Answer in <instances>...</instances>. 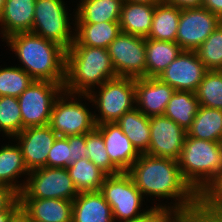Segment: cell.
I'll use <instances>...</instances> for the list:
<instances>
[{
    "instance_id": "obj_1",
    "label": "cell",
    "mask_w": 222,
    "mask_h": 222,
    "mask_svg": "<svg viewBox=\"0 0 222 222\" xmlns=\"http://www.w3.org/2000/svg\"><path fill=\"white\" fill-rule=\"evenodd\" d=\"M127 173L144 197L174 199L168 205L172 210L190 208L199 199L183 178L177 160L140 154Z\"/></svg>"
},
{
    "instance_id": "obj_2",
    "label": "cell",
    "mask_w": 222,
    "mask_h": 222,
    "mask_svg": "<svg viewBox=\"0 0 222 222\" xmlns=\"http://www.w3.org/2000/svg\"><path fill=\"white\" fill-rule=\"evenodd\" d=\"M34 80L65 82L66 50L32 32H20L4 39Z\"/></svg>"
},
{
    "instance_id": "obj_3",
    "label": "cell",
    "mask_w": 222,
    "mask_h": 222,
    "mask_svg": "<svg viewBox=\"0 0 222 222\" xmlns=\"http://www.w3.org/2000/svg\"><path fill=\"white\" fill-rule=\"evenodd\" d=\"M117 77L107 49L71 45L66 51L63 91L89 94L109 79Z\"/></svg>"
},
{
    "instance_id": "obj_4",
    "label": "cell",
    "mask_w": 222,
    "mask_h": 222,
    "mask_svg": "<svg viewBox=\"0 0 222 222\" xmlns=\"http://www.w3.org/2000/svg\"><path fill=\"white\" fill-rule=\"evenodd\" d=\"M178 165L183 178L200 195L222 172V142L186 136Z\"/></svg>"
},
{
    "instance_id": "obj_5",
    "label": "cell",
    "mask_w": 222,
    "mask_h": 222,
    "mask_svg": "<svg viewBox=\"0 0 222 222\" xmlns=\"http://www.w3.org/2000/svg\"><path fill=\"white\" fill-rule=\"evenodd\" d=\"M99 87H96L98 93L93 90L89 94H82L83 98L93 102L96 109L99 108V115L94 111L96 125L114 123L136 107L134 78L117 76Z\"/></svg>"
},
{
    "instance_id": "obj_6",
    "label": "cell",
    "mask_w": 222,
    "mask_h": 222,
    "mask_svg": "<svg viewBox=\"0 0 222 222\" xmlns=\"http://www.w3.org/2000/svg\"><path fill=\"white\" fill-rule=\"evenodd\" d=\"M79 97L82 98V94L62 91L54 101L49 126L58 136L85 134L96 127L94 114L77 101Z\"/></svg>"
},
{
    "instance_id": "obj_7",
    "label": "cell",
    "mask_w": 222,
    "mask_h": 222,
    "mask_svg": "<svg viewBox=\"0 0 222 222\" xmlns=\"http://www.w3.org/2000/svg\"><path fill=\"white\" fill-rule=\"evenodd\" d=\"M100 192L111 206L114 222L133 220L147 211L141 212L144 197L127 172L107 175Z\"/></svg>"
},
{
    "instance_id": "obj_8",
    "label": "cell",
    "mask_w": 222,
    "mask_h": 222,
    "mask_svg": "<svg viewBox=\"0 0 222 222\" xmlns=\"http://www.w3.org/2000/svg\"><path fill=\"white\" fill-rule=\"evenodd\" d=\"M64 3L63 0H36L31 32L67 51L74 42L75 35L72 34L70 17Z\"/></svg>"
},
{
    "instance_id": "obj_9",
    "label": "cell",
    "mask_w": 222,
    "mask_h": 222,
    "mask_svg": "<svg viewBox=\"0 0 222 222\" xmlns=\"http://www.w3.org/2000/svg\"><path fill=\"white\" fill-rule=\"evenodd\" d=\"M19 198H54L73 201L78 196L67 168L43 167L32 170Z\"/></svg>"
},
{
    "instance_id": "obj_10",
    "label": "cell",
    "mask_w": 222,
    "mask_h": 222,
    "mask_svg": "<svg viewBox=\"0 0 222 222\" xmlns=\"http://www.w3.org/2000/svg\"><path fill=\"white\" fill-rule=\"evenodd\" d=\"M64 84L34 80L18 97L22 116V130L48 125L53 103L63 91Z\"/></svg>"
},
{
    "instance_id": "obj_11",
    "label": "cell",
    "mask_w": 222,
    "mask_h": 222,
    "mask_svg": "<svg viewBox=\"0 0 222 222\" xmlns=\"http://www.w3.org/2000/svg\"><path fill=\"white\" fill-rule=\"evenodd\" d=\"M107 50L117 76L146 77V38L120 32Z\"/></svg>"
},
{
    "instance_id": "obj_12",
    "label": "cell",
    "mask_w": 222,
    "mask_h": 222,
    "mask_svg": "<svg viewBox=\"0 0 222 222\" xmlns=\"http://www.w3.org/2000/svg\"><path fill=\"white\" fill-rule=\"evenodd\" d=\"M222 23L213 12L204 7L181 9L176 42L183 51H195Z\"/></svg>"
},
{
    "instance_id": "obj_13",
    "label": "cell",
    "mask_w": 222,
    "mask_h": 222,
    "mask_svg": "<svg viewBox=\"0 0 222 222\" xmlns=\"http://www.w3.org/2000/svg\"><path fill=\"white\" fill-rule=\"evenodd\" d=\"M149 119L150 145L146 154L178 161L187 131L164 115L151 116Z\"/></svg>"
},
{
    "instance_id": "obj_14",
    "label": "cell",
    "mask_w": 222,
    "mask_h": 222,
    "mask_svg": "<svg viewBox=\"0 0 222 222\" xmlns=\"http://www.w3.org/2000/svg\"><path fill=\"white\" fill-rule=\"evenodd\" d=\"M207 71L195 51H182L157 78L175 91L196 92Z\"/></svg>"
},
{
    "instance_id": "obj_15",
    "label": "cell",
    "mask_w": 222,
    "mask_h": 222,
    "mask_svg": "<svg viewBox=\"0 0 222 222\" xmlns=\"http://www.w3.org/2000/svg\"><path fill=\"white\" fill-rule=\"evenodd\" d=\"M57 137L49 124L24 128L14 137L29 172L47 167L48 154Z\"/></svg>"
},
{
    "instance_id": "obj_16",
    "label": "cell",
    "mask_w": 222,
    "mask_h": 222,
    "mask_svg": "<svg viewBox=\"0 0 222 222\" xmlns=\"http://www.w3.org/2000/svg\"><path fill=\"white\" fill-rule=\"evenodd\" d=\"M175 89L157 77L135 79L136 108L145 116L164 115L166 106Z\"/></svg>"
},
{
    "instance_id": "obj_17",
    "label": "cell",
    "mask_w": 222,
    "mask_h": 222,
    "mask_svg": "<svg viewBox=\"0 0 222 222\" xmlns=\"http://www.w3.org/2000/svg\"><path fill=\"white\" fill-rule=\"evenodd\" d=\"M96 128L102 135L111 162L121 172H127L140 157V153L135 149L116 122L98 124Z\"/></svg>"
},
{
    "instance_id": "obj_18",
    "label": "cell",
    "mask_w": 222,
    "mask_h": 222,
    "mask_svg": "<svg viewBox=\"0 0 222 222\" xmlns=\"http://www.w3.org/2000/svg\"><path fill=\"white\" fill-rule=\"evenodd\" d=\"M34 222H72L73 201L54 198H19Z\"/></svg>"
},
{
    "instance_id": "obj_19",
    "label": "cell",
    "mask_w": 222,
    "mask_h": 222,
    "mask_svg": "<svg viewBox=\"0 0 222 222\" xmlns=\"http://www.w3.org/2000/svg\"><path fill=\"white\" fill-rule=\"evenodd\" d=\"M36 0H5L0 17L2 39L20 32H31Z\"/></svg>"
},
{
    "instance_id": "obj_20",
    "label": "cell",
    "mask_w": 222,
    "mask_h": 222,
    "mask_svg": "<svg viewBox=\"0 0 222 222\" xmlns=\"http://www.w3.org/2000/svg\"><path fill=\"white\" fill-rule=\"evenodd\" d=\"M72 222H114L111 206L100 191L81 192L73 200Z\"/></svg>"
},
{
    "instance_id": "obj_21",
    "label": "cell",
    "mask_w": 222,
    "mask_h": 222,
    "mask_svg": "<svg viewBox=\"0 0 222 222\" xmlns=\"http://www.w3.org/2000/svg\"><path fill=\"white\" fill-rule=\"evenodd\" d=\"M155 5L123 2L119 17L120 31L144 38L149 36Z\"/></svg>"
},
{
    "instance_id": "obj_22",
    "label": "cell",
    "mask_w": 222,
    "mask_h": 222,
    "mask_svg": "<svg viewBox=\"0 0 222 222\" xmlns=\"http://www.w3.org/2000/svg\"><path fill=\"white\" fill-rule=\"evenodd\" d=\"M76 25L72 45H85L107 49L110 43L119 35V22L73 23Z\"/></svg>"
},
{
    "instance_id": "obj_23",
    "label": "cell",
    "mask_w": 222,
    "mask_h": 222,
    "mask_svg": "<svg viewBox=\"0 0 222 222\" xmlns=\"http://www.w3.org/2000/svg\"><path fill=\"white\" fill-rule=\"evenodd\" d=\"M123 0H81L74 13L75 23L119 22Z\"/></svg>"
},
{
    "instance_id": "obj_24",
    "label": "cell",
    "mask_w": 222,
    "mask_h": 222,
    "mask_svg": "<svg viewBox=\"0 0 222 222\" xmlns=\"http://www.w3.org/2000/svg\"><path fill=\"white\" fill-rule=\"evenodd\" d=\"M29 171L24 163L21 148L18 144L4 145L0 149V184L7 185L20 194L25 183H18L21 175ZM17 182V183H16Z\"/></svg>"
},
{
    "instance_id": "obj_25",
    "label": "cell",
    "mask_w": 222,
    "mask_h": 222,
    "mask_svg": "<svg viewBox=\"0 0 222 222\" xmlns=\"http://www.w3.org/2000/svg\"><path fill=\"white\" fill-rule=\"evenodd\" d=\"M182 51L177 42L146 38V77H158Z\"/></svg>"
},
{
    "instance_id": "obj_26",
    "label": "cell",
    "mask_w": 222,
    "mask_h": 222,
    "mask_svg": "<svg viewBox=\"0 0 222 222\" xmlns=\"http://www.w3.org/2000/svg\"><path fill=\"white\" fill-rule=\"evenodd\" d=\"M116 123L140 154L148 151L150 145V119L148 116L135 107L124 113Z\"/></svg>"
},
{
    "instance_id": "obj_27",
    "label": "cell",
    "mask_w": 222,
    "mask_h": 222,
    "mask_svg": "<svg viewBox=\"0 0 222 222\" xmlns=\"http://www.w3.org/2000/svg\"><path fill=\"white\" fill-rule=\"evenodd\" d=\"M187 136L222 142V110L199 106L191 127L187 130Z\"/></svg>"
},
{
    "instance_id": "obj_28",
    "label": "cell",
    "mask_w": 222,
    "mask_h": 222,
    "mask_svg": "<svg viewBox=\"0 0 222 222\" xmlns=\"http://www.w3.org/2000/svg\"><path fill=\"white\" fill-rule=\"evenodd\" d=\"M181 9L162 1L155 5L151 30L147 38L176 42Z\"/></svg>"
},
{
    "instance_id": "obj_29",
    "label": "cell",
    "mask_w": 222,
    "mask_h": 222,
    "mask_svg": "<svg viewBox=\"0 0 222 222\" xmlns=\"http://www.w3.org/2000/svg\"><path fill=\"white\" fill-rule=\"evenodd\" d=\"M199 106L195 92L175 91L166 106L164 116L187 131L191 127Z\"/></svg>"
},
{
    "instance_id": "obj_30",
    "label": "cell",
    "mask_w": 222,
    "mask_h": 222,
    "mask_svg": "<svg viewBox=\"0 0 222 222\" xmlns=\"http://www.w3.org/2000/svg\"><path fill=\"white\" fill-rule=\"evenodd\" d=\"M67 170L78 193L100 191L107 176L88 158H82L70 164Z\"/></svg>"
},
{
    "instance_id": "obj_31",
    "label": "cell",
    "mask_w": 222,
    "mask_h": 222,
    "mask_svg": "<svg viewBox=\"0 0 222 222\" xmlns=\"http://www.w3.org/2000/svg\"><path fill=\"white\" fill-rule=\"evenodd\" d=\"M195 94L200 106L222 110V70H208Z\"/></svg>"
},
{
    "instance_id": "obj_32",
    "label": "cell",
    "mask_w": 222,
    "mask_h": 222,
    "mask_svg": "<svg viewBox=\"0 0 222 222\" xmlns=\"http://www.w3.org/2000/svg\"><path fill=\"white\" fill-rule=\"evenodd\" d=\"M34 81V79L22 68H0V97H19Z\"/></svg>"
},
{
    "instance_id": "obj_33",
    "label": "cell",
    "mask_w": 222,
    "mask_h": 222,
    "mask_svg": "<svg viewBox=\"0 0 222 222\" xmlns=\"http://www.w3.org/2000/svg\"><path fill=\"white\" fill-rule=\"evenodd\" d=\"M85 144L89 150L88 159L97 167L107 175L121 173V171L111 162L102 135L96 127L92 131L85 133Z\"/></svg>"
},
{
    "instance_id": "obj_34",
    "label": "cell",
    "mask_w": 222,
    "mask_h": 222,
    "mask_svg": "<svg viewBox=\"0 0 222 222\" xmlns=\"http://www.w3.org/2000/svg\"><path fill=\"white\" fill-rule=\"evenodd\" d=\"M5 136L14 137L22 131V116L17 97H0V132Z\"/></svg>"
},
{
    "instance_id": "obj_35",
    "label": "cell",
    "mask_w": 222,
    "mask_h": 222,
    "mask_svg": "<svg viewBox=\"0 0 222 222\" xmlns=\"http://www.w3.org/2000/svg\"><path fill=\"white\" fill-rule=\"evenodd\" d=\"M195 52L207 70H222V23Z\"/></svg>"
},
{
    "instance_id": "obj_36",
    "label": "cell",
    "mask_w": 222,
    "mask_h": 222,
    "mask_svg": "<svg viewBox=\"0 0 222 222\" xmlns=\"http://www.w3.org/2000/svg\"><path fill=\"white\" fill-rule=\"evenodd\" d=\"M70 165V146L66 137L58 136L52 145L47 167L67 168Z\"/></svg>"
},
{
    "instance_id": "obj_37",
    "label": "cell",
    "mask_w": 222,
    "mask_h": 222,
    "mask_svg": "<svg viewBox=\"0 0 222 222\" xmlns=\"http://www.w3.org/2000/svg\"><path fill=\"white\" fill-rule=\"evenodd\" d=\"M199 199L207 206L222 212V172L199 195Z\"/></svg>"
},
{
    "instance_id": "obj_38",
    "label": "cell",
    "mask_w": 222,
    "mask_h": 222,
    "mask_svg": "<svg viewBox=\"0 0 222 222\" xmlns=\"http://www.w3.org/2000/svg\"><path fill=\"white\" fill-rule=\"evenodd\" d=\"M172 222H207V205L198 199L190 208L175 211Z\"/></svg>"
},
{
    "instance_id": "obj_39",
    "label": "cell",
    "mask_w": 222,
    "mask_h": 222,
    "mask_svg": "<svg viewBox=\"0 0 222 222\" xmlns=\"http://www.w3.org/2000/svg\"><path fill=\"white\" fill-rule=\"evenodd\" d=\"M175 214V210L170 209L166 204L154 205L147 209V211L141 216L125 221V222H172Z\"/></svg>"
},
{
    "instance_id": "obj_40",
    "label": "cell",
    "mask_w": 222,
    "mask_h": 222,
    "mask_svg": "<svg viewBox=\"0 0 222 222\" xmlns=\"http://www.w3.org/2000/svg\"><path fill=\"white\" fill-rule=\"evenodd\" d=\"M70 146V164L88 158L89 150L85 144V134L66 136Z\"/></svg>"
},
{
    "instance_id": "obj_41",
    "label": "cell",
    "mask_w": 222,
    "mask_h": 222,
    "mask_svg": "<svg viewBox=\"0 0 222 222\" xmlns=\"http://www.w3.org/2000/svg\"><path fill=\"white\" fill-rule=\"evenodd\" d=\"M18 197L19 194L11 187L0 184V211L6 210Z\"/></svg>"
},
{
    "instance_id": "obj_42",
    "label": "cell",
    "mask_w": 222,
    "mask_h": 222,
    "mask_svg": "<svg viewBox=\"0 0 222 222\" xmlns=\"http://www.w3.org/2000/svg\"><path fill=\"white\" fill-rule=\"evenodd\" d=\"M202 7L213 12L222 20V0H203Z\"/></svg>"
},
{
    "instance_id": "obj_43",
    "label": "cell",
    "mask_w": 222,
    "mask_h": 222,
    "mask_svg": "<svg viewBox=\"0 0 222 222\" xmlns=\"http://www.w3.org/2000/svg\"><path fill=\"white\" fill-rule=\"evenodd\" d=\"M166 3L174 5L180 9L201 7L203 0H164Z\"/></svg>"
},
{
    "instance_id": "obj_44",
    "label": "cell",
    "mask_w": 222,
    "mask_h": 222,
    "mask_svg": "<svg viewBox=\"0 0 222 222\" xmlns=\"http://www.w3.org/2000/svg\"><path fill=\"white\" fill-rule=\"evenodd\" d=\"M19 197L6 209L0 211V222H9L11 215L20 207Z\"/></svg>"
},
{
    "instance_id": "obj_45",
    "label": "cell",
    "mask_w": 222,
    "mask_h": 222,
    "mask_svg": "<svg viewBox=\"0 0 222 222\" xmlns=\"http://www.w3.org/2000/svg\"><path fill=\"white\" fill-rule=\"evenodd\" d=\"M9 222H34L30 215L20 206L12 215Z\"/></svg>"
},
{
    "instance_id": "obj_46",
    "label": "cell",
    "mask_w": 222,
    "mask_h": 222,
    "mask_svg": "<svg viewBox=\"0 0 222 222\" xmlns=\"http://www.w3.org/2000/svg\"><path fill=\"white\" fill-rule=\"evenodd\" d=\"M207 222H222V212L207 206Z\"/></svg>"
},
{
    "instance_id": "obj_47",
    "label": "cell",
    "mask_w": 222,
    "mask_h": 222,
    "mask_svg": "<svg viewBox=\"0 0 222 222\" xmlns=\"http://www.w3.org/2000/svg\"><path fill=\"white\" fill-rule=\"evenodd\" d=\"M123 1L133 2V3H142V4H148V5H157L164 0H123Z\"/></svg>"
},
{
    "instance_id": "obj_48",
    "label": "cell",
    "mask_w": 222,
    "mask_h": 222,
    "mask_svg": "<svg viewBox=\"0 0 222 222\" xmlns=\"http://www.w3.org/2000/svg\"><path fill=\"white\" fill-rule=\"evenodd\" d=\"M4 6H5V0H0V17L3 13Z\"/></svg>"
}]
</instances>
